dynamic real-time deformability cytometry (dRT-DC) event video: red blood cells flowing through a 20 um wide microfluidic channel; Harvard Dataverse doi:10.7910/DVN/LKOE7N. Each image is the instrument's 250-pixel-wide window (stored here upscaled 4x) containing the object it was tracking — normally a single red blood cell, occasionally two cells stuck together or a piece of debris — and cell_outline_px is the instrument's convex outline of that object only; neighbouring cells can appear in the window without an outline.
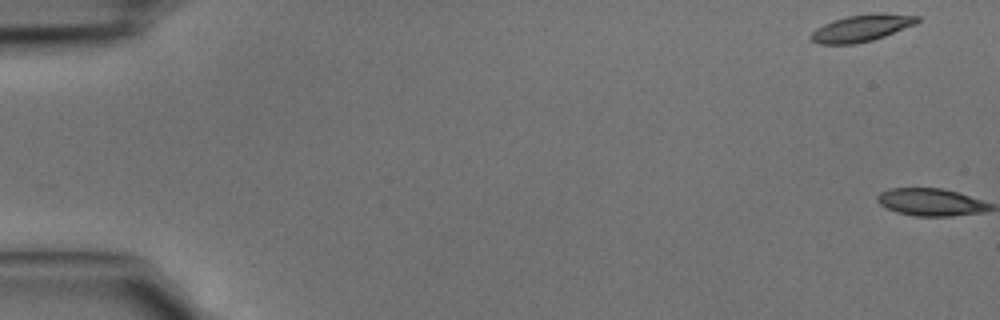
{"species": "common noctule bat (a hibernating species)", "species_latin": "Nyctalus noctula", "temperature_condition": "cold", "stored_images_in_passage": 2, "camera_frame_rate_fps": 3000, "um_per_image_px": 0.085, "animal": {"sex": "male", "body_mass_g": 15.6}, "frame": {"image": 1, "passage_image": 1, "time_ms": 0.0, "image_size_px": [1000, 320], "cell_outline_px": [[920, 20], [916, 24], [884, 36], [872, 40], [856, 44], [816, 44], [808, 36], [816, 28], [832, 20], [848, 16], [872, 12], [880, 12], [920, 16]], "centroid_in_image_um": [73.23, 2.37], "position_along_channel_um": 11.8, "area_um2": 16.88}}